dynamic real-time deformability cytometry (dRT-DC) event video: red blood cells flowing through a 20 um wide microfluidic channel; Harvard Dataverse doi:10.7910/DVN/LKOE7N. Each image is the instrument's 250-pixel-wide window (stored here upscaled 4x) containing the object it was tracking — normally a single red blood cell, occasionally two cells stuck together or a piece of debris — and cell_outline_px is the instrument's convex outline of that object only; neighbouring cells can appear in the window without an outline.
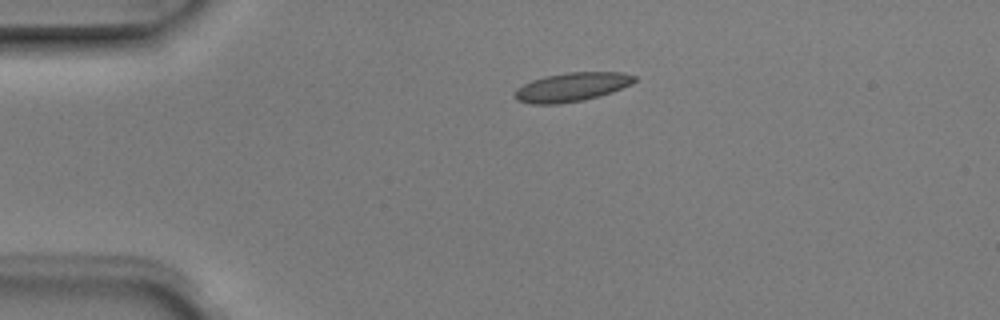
{"species": "Egyptian fruit bat (a non-hibernating species)", "species_latin": "Rousettus aegyptiacus", "temperature_condition": "room temperature", "stored_images_in_passage": 6, "camera_frame_rate_fps": 3000, "um_per_image_px": 0.085, "animal": {"sex": "male"}, "frame": {"image": 1, "passage_image": 6, "time_ms": 1.667, "image_size_px": [1000, 320], "cell_outline_px": [[636, 80], [632, 84], [612, 92], [600, 96], [584, 100], [560, 104], [532, 104], [516, 100], [512, 96], [516, 88], [532, 80], [544, 76], [568, 72], [620, 72], [636, 76]], "centroid_in_image_um": [48.58, 7.4], "position_along_channel_um": 36.4, "area_um2": 20.35}}